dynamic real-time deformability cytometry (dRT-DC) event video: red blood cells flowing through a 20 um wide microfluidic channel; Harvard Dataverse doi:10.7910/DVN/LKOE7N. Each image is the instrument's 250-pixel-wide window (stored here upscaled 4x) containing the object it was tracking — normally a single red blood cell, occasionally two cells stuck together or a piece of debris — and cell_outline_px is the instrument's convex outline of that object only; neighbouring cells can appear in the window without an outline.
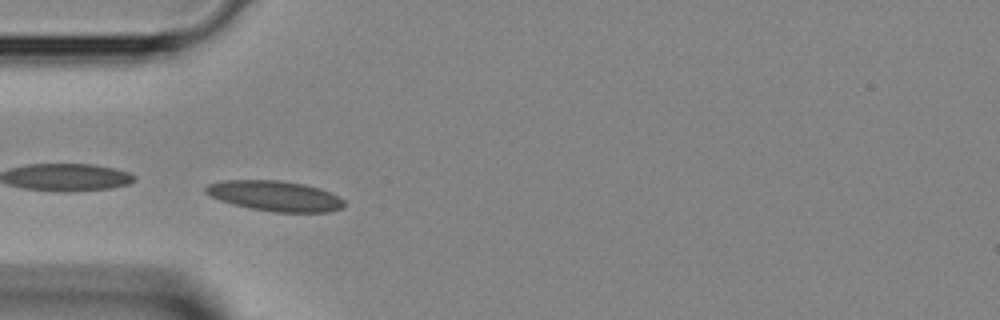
{"species": "Egyptian fruit bat (a non-hibernating species)", "species_latin": "Rousettus aegyptiacus", "temperature_condition": "room temperature", "stored_images_in_passage": 39, "camera_frame_rate_fps": 3000, "um_per_image_px": 0.085, "animal": {"sex": "female"}, "frame": {"image": 1, "passage_image": 7, "time_ms": 2.0, "image_size_px": [1000, 320], "cell_outline_px": [[344, 208], [328, 212], [276, 212], [252, 208], [232, 204], [220, 200], [204, 192], [204, 188], [208, 184], [220, 180], [280, 180], [304, 184], [320, 188], [344, 200]], "centroid_in_image_um": [23.36, 16.65], "position_along_channel_um": 61.6, "area_um2": 24.39}}
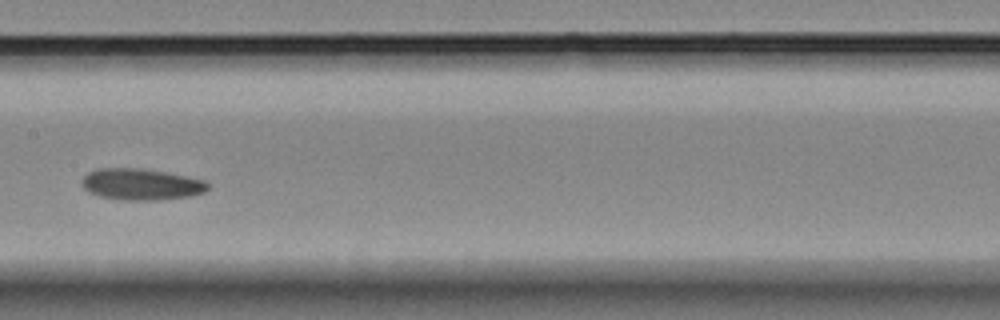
{"frame": {"image": 2, "passage_image": 16, "time_ms": 5.0, "image_size_px": [1000, 320], "cell_outline_px": [[212, 184], [204, 192], [192, 196], [160, 200], [120, 200], [100, 196], [88, 192], [80, 184], [84, 176], [88, 172], [96, 168], [136, 168], [164, 172], [204, 180]], "centroid_in_image_um": [11.99, 15.67], "position_along_channel_um": 195.4, "area_um2": 23.18}}
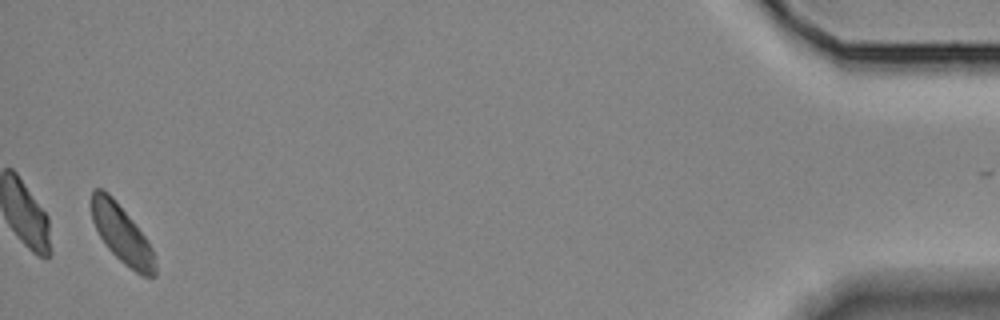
{"frame": {"image": 3, "passage_image": 37, "time_ms": 12.0, "image_size_px": [1000, 320], "cell_outline_px": [[156, 276], [140, 276], [124, 264], [108, 248], [100, 236], [92, 220], [92, 192], [96, 188], [104, 188], [112, 196], [132, 220], [144, 236], [152, 248], [156, 264]], "centroid_in_image_um": [10.36, 19.91], "position_along_channel_um": 424.8, "area_um2": 21.21}}